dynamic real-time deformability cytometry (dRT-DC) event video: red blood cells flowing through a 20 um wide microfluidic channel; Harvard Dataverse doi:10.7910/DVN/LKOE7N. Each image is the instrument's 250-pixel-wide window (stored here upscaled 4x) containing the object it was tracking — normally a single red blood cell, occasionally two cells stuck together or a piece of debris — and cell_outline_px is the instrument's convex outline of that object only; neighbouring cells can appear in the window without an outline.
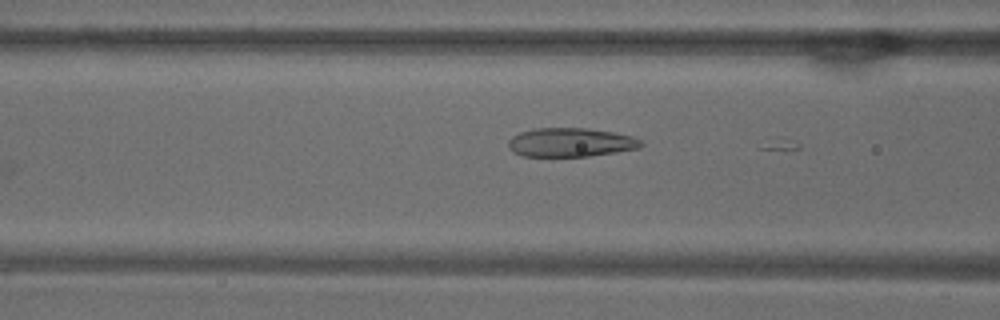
{"species": "common noctule bat (a hibernating species)", "species_latin": "Nyctalus noctula", "temperature_condition": "warm", "stored_images_in_passage": 10, "camera_frame_rate_fps": 3000, "um_per_image_px": 0.085, "animal": {"sex": "male", "body_mass_g": 18.8}, "frame": {"image": 1, "passage_image": 9, "time_ms": 2.667, "image_size_px": [1000, 320], "cell_outline_px": [[644, 144], [640, 148], [616, 152], [588, 156], [524, 156], [512, 152], [508, 148], [508, 140], [512, 136], [520, 132], [536, 128], [588, 128], [612, 132], [632, 136], [640, 140]], "centroid_in_image_um": [48.48, 12.1], "position_along_channel_um": 118.1, "area_um2": 22.37}}